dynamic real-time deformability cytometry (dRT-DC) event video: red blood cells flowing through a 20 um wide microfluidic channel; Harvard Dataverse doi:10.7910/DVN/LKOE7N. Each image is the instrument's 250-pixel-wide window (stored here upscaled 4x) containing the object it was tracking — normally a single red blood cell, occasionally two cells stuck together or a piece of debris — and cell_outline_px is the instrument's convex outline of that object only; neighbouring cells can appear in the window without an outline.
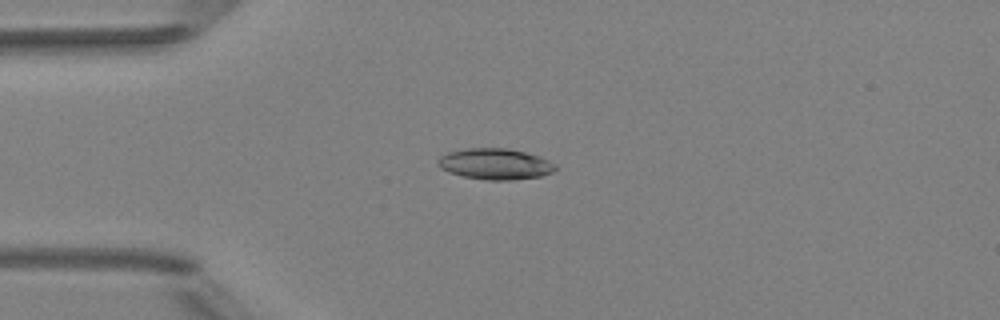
{"species": "Egyptian fruit bat (a non-hibernating species)", "species_latin": "Rousettus aegyptiacus", "temperature_condition": "room temperature", "stored_images_in_passage": 6, "camera_frame_rate_fps": 3000, "um_per_image_px": 0.085, "animal": {"sex": "female"}, "frame": {"image": 1, "passage_image": 4, "time_ms": 4.0, "image_size_px": [1000, 320], "cell_outline_px": [[556, 168], [552, 172], [540, 176], [512, 180], [488, 180], [464, 176], [448, 172], [440, 168], [436, 164], [440, 156], [448, 152], [464, 148], [508, 148], [540, 156], [556, 164]], "centroid_in_image_um": [42.07, 13.93], "position_along_channel_um": 42.9, "area_um2": 21.27}}
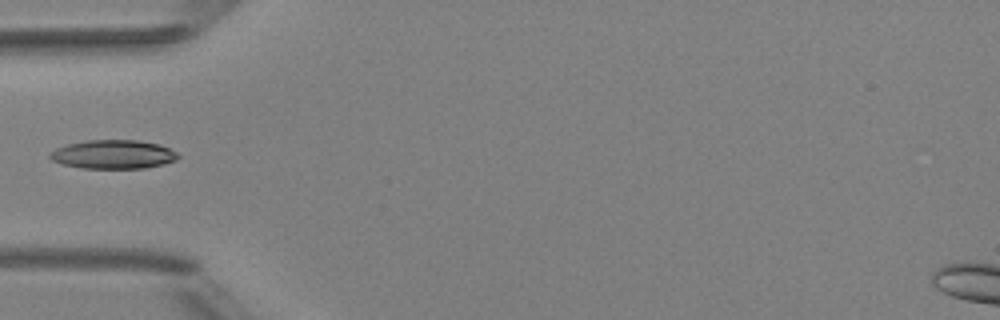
{"frame": {"image": 2, "passage_image": 5, "time_ms": 5.333, "image_size_px": [1000, 320], "cell_outline_px": [[180, 156], [176, 160], [164, 164], [144, 168], [80, 168], [64, 164], [52, 160], [48, 156], [56, 148], [68, 144], [88, 140], [136, 140], [160, 144], [176, 152]], "centroid_in_image_um": [9.65, 13.12], "position_along_channel_um": 75.4, "area_um2": 21.39}}
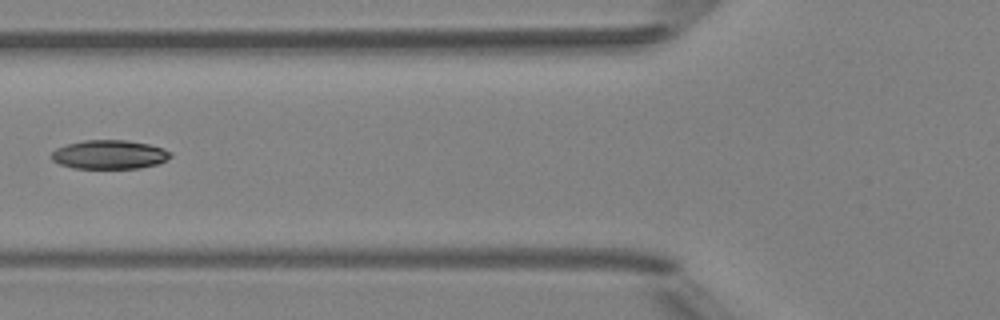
{"frame": {"image": 3, "passage_image": 6, "time_ms": 6.333, "image_size_px": [1000, 320], "cell_outline_px": [[172, 156], [156, 164], [140, 168], [72, 168], [60, 164], [52, 160], [52, 152], [56, 148], [68, 144], [84, 140], [128, 140], [148, 144], [164, 148], [172, 152]], "centroid_in_image_um": [9.31, 13.13], "position_along_channel_um": 116.5, "area_um2": 20.0}}